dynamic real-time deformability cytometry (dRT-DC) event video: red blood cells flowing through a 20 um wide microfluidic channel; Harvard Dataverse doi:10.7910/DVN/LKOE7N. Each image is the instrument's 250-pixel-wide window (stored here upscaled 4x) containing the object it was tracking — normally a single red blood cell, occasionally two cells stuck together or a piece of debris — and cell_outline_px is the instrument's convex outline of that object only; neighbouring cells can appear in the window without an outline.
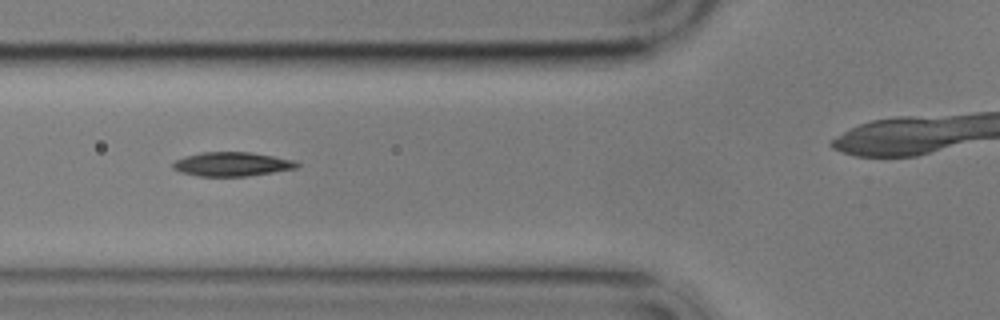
{"species": "common noctule bat (a hibernating species)", "species_latin": "Nyctalus noctula", "temperature_condition": "cold", "stored_images_in_passage": 9, "camera_frame_rate_fps": 3000, "um_per_image_px": 0.085, "animal": {"sex": "male", "body_mass_g": 17.9}, "frame": {"image": 1, "passage_image": 6, "time_ms": 6.0, "image_size_px": [1000, 320], "cell_outline_px": [[300, 164], [296, 168], [248, 176], [200, 176], [180, 172], [172, 168], [172, 164], [176, 160], [184, 156], [200, 152], [248, 152], [272, 156], [292, 160]], "centroid_in_image_um": [19.66, 13.95], "position_along_channel_um": 106.1, "area_um2": 17.22}}
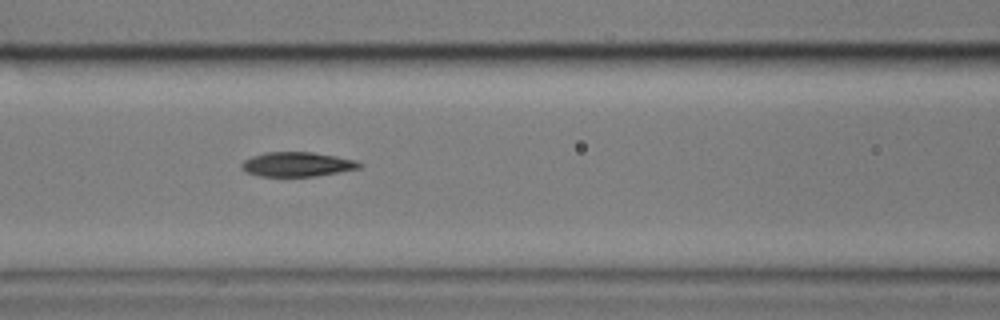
{"frame": {"image": 2, "passage_image": 7, "time_ms": 7.0, "image_size_px": [1000, 320], "cell_outline_px": [[364, 164], [360, 168], [316, 176], [260, 176], [244, 172], [240, 168], [240, 164], [244, 160], [252, 156], [264, 152], [312, 152], [336, 156], [356, 160]], "centroid_in_image_um": [25.23, 13.96], "position_along_channel_um": 141.4, "area_um2": 16.94}}